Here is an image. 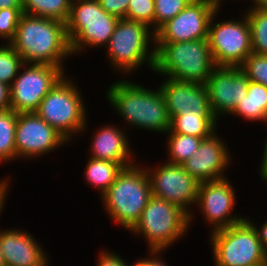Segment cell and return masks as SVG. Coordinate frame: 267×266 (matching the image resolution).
I'll return each instance as SVG.
<instances>
[{
	"label": "cell",
	"instance_id": "cell-1",
	"mask_svg": "<svg viewBox=\"0 0 267 266\" xmlns=\"http://www.w3.org/2000/svg\"><path fill=\"white\" fill-rule=\"evenodd\" d=\"M9 45L22 57L24 64H47L64 71L70 55L65 23L23 13Z\"/></svg>",
	"mask_w": 267,
	"mask_h": 266
},
{
	"label": "cell",
	"instance_id": "cell-2",
	"mask_svg": "<svg viewBox=\"0 0 267 266\" xmlns=\"http://www.w3.org/2000/svg\"><path fill=\"white\" fill-rule=\"evenodd\" d=\"M106 98L128 125L157 133L169 131L170 117L160 88L149 90L129 80H118L108 87Z\"/></svg>",
	"mask_w": 267,
	"mask_h": 266
},
{
	"label": "cell",
	"instance_id": "cell-3",
	"mask_svg": "<svg viewBox=\"0 0 267 266\" xmlns=\"http://www.w3.org/2000/svg\"><path fill=\"white\" fill-rule=\"evenodd\" d=\"M153 72L178 81L205 84L213 61L208 39L174 43H154Z\"/></svg>",
	"mask_w": 267,
	"mask_h": 266
},
{
	"label": "cell",
	"instance_id": "cell-4",
	"mask_svg": "<svg viewBox=\"0 0 267 266\" xmlns=\"http://www.w3.org/2000/svg\"><path fill=\"white\" fill-rule=\"evenodd\" d=\"M143 168L137 163L123 168L101 196L109 217L128 231L139 221L152 196L150 179Z\"/></svg>",
	"mask_w": 267,
	"mask_h": 266
},
{
	"label": "cell",
	"instance_id": "cell-5",
	"mask_svg": "<svg viewBox=\"0 0 267 266\" xmlns=\"http://www.w3.org/2000/svg\"><path fill=\"white\" fill-rule=\"evenodd\" d=\"M150 41L155 43V33L147 24L126 18L119 19L105 47L109 57L107 59H110L111 65L117 71L120 70L121 74L128 75L145 63L153 71L155 48L149 49Z\"/></svg>",
	"mask_w": 267,
	"mask_h": 266
},
{
	"label": "cell",
	"instance_id": "cell-6",
	"mask_svg": "<svg viewBox=\"0 0 267 266\" xmlns=\"http://www.w3.org/2000/svg\"><path fill=\"white\" fill-rule=\"evenodd\" d=\"M190 225L189 214L182 208L152 195L130 233L142 234L148 251H164L181 239Z\"/></svg>",
	"mask_w": 267,
	"mask_h": 266
},
{
	"label": "cell",
	"instance_id": "cell-7",
	"mask_svg": "<svg viewBox=\"0 0 267 266\" xmlns=\"http://www.w3.org/2000/svg\"><path fill=\"white\" fill-rule=\"evenodd\" d=\"M66 76L42 99L35 113L70 141L87 129V112L80 89Z\"/></svg>",
	"mask_w": 267,
	"mask_h": 266
},
{
	"label": "cell",
	"instance_id": "cell-8",
	"mask_svg": "<svg viewBox=\"0 0 267 266\" xmlns=\"http://www.w3.org/2000/svg\"><path fill=\"white\" fill-rule=\"evenodd\" d=\"M118 20L107 13L98 0H72L65 27L73 56L87 46H107Z\"/></svg>",
	"mask_w": 267,
	"mask_h": 266
},
{
	"label": "cell",
	"instance_id": "cell-9",
	"mask_svg": "<svg viewBox=\"0 0 267 266\" xmlns=\"http://www.w3.org/2000/svg\"><path fill=\"white\" fill-rule=\"evenodd\" d=\"M209 239L214 266L263 265L264 248L257 231L246 218L238 224L211 232Z\"/></svg>",
	"mask_w": 267,
	"mask_h": 266
},
{
	"label": "cell",
	"instance_id": "cell-10",
	"mask_svg": "<svg viewBox=\"0 0 267 266\" xmlns=\"http://www.w3.org/2000/svg\"><path fill=\"white\" fill-rule=\"evenodd\" d=\"M219 9L212 15L208 28V44L215 66L240 67L252 53L251 30L246 14L240 20L214 22ZM215 23V24H214Z\"/></svg>",
	"mask_w": 267,
	"mask_h": 266
},
{
	"label": "cell",
	"instance_id": "cell-11",
	"mask_svg": "<svg viewBox=\"0 0 267 266\" xmlns=\"http://www.w3.org/2000/svg\"><path fill=\"white\" fill-rule=\"evenodd\" d=\"M19 72L10 86V108L16 113H30L37 111L66 71L53 65L24 64Z\"/></svg>",
	"mask_w": 267,
	"mask_h": 266
},
{
	"label": "cell",
	"instance_id": "cell-12",
	"mask_svg": "<svg viewBox=\"0 0 267 266\" xmlns=\"http://www.w3.org/2000/svg\"><path fill=\"white\" fill-rule=\"evenodd\" d=\"M145 169L150 179L152 195L178 205L189 214V223H192L193 213L189 208L196 205L200 182L179 164L166 162Z\"/></svg>",
	"mask_w": 267,
	"mask_h": 266
},
{
	"label": "cell",
	"instance_id": "cell-13",
	"mask_svg": "<svg viewBox=\"0 0 267 266\" xmlns=\"http://www.w3.org/2000/svg\"><path fill=\"white\" fill-rule=\"evenodd\" d=\"M220 9L207 0H192L155 33V43L185 42L208 38L212 15Z\"/></svg>",
	"mask_w": 267,
	"mask_h": 266
},
{
	"label": "cell",
	"instance_id": "cell-14",
	"mask_svg": "<svg viewBox=\"0 0 267 266\" xmlns=\"http://www.w3.org/2000/svg\"><path fill=\"white\" fill-rule=\"evenodd\" d=\"M68 140L35 112L18 113L15 127L16 159L46 155Z\"/></svg>",
	"mask_w": 267,
	"mask_h": 266
},
{
	"label": "cell",
	"instance_id": "cell-15",
	"mask_svg": "<svg viewBox=\"0 0 267 266\" xmlns=\"http://www.w3.org/2000/svg\"><path fill=\"white\" fill-rule=\"evenodd\" d=\"M235 200L234 188L227 177L200 183L196 206L207 224L212 225L210 232L238 224L246 218L232 215Z\"/></svg>",
	"mask_w": 267,
	"mask_h": 266
},
{
	"label": "cell",
	"instance_id": "cell-16",
	"mask_svg": "<svg viewBox=\"0 0 267 266\" xmlns=\"http://www.w3.org/2000/svg\"><path fill=\"white\" fill-rule=\"evenodd\" d=\"M211 111L218 116L231 115L247 95L249 79L240 67L216 66L205 82Z\"/></svg>",
	"mask_w": 267,
	"mask_h": 266
},
{
	"label": "cell",
	"instance_id": "cell-17",
	"mask_svg": "<svg viewBox=\"0 0 267 266\" xmlns=\"http://www.w3.org/2000/svg\"><path fill=\"white\" fill-rule=\"evenodd\" d=\"M217 136L215 131L209 137L202 139L197 151L182 164L184 170L200 183L227 176L223 173L231 162L230 150L227 148V143Z\"/></svg>",
	"mask_w": 267,
	"mask_h": 266
},
{
	"label": "cell",
	"instance_id": "cell-18",
	"mask_svg": "<svg viewBox=\"0 0 267 266\" xmlns=\"http://www.w3.org/2000/svg\"><path fill=\"white\" fill-rule=\"evenodd\" d=\"M159 88L164 96L170 119L178 114L213 115L205 84L167 77Z\"/></svg>",
	"mask_w": 267,
	"mask_h": 266
},
{
	"label": "cell",
	"instance_id": "cell-19",
	"mask_svg": "<svg viewBox=\"0 0 267 266\" xmlns=\"http://www.w3.org/2000/svg\"><path fill=\"white\" fill-rule=\"evenodd\" d=\"M0 250L6 266H48L44 249L26 230H0Z\"/></svg>",
	"mask_w": 267,
	"mask_h": 266
},
{
	"label": "cell",
	"instance_id": "cell-20",
	"mask_svg": "<svg viewBox=\"0 0 267 266\" xmlns=\"http://www.w3.org/2000/svg\"><path fill=\"white\" fill-rule=\"evenodd\" d=\"M119 126L105 125L97 130L91 141L90 157L110 162H117L123 168L136 163L133 150L128 143L126 129L122 130ZM133 157V158H132ZM134 162V163H133Z\"/></svg>",
	"mask_w": 267,
	"mask_h": 266
},
{
	"label": "cell",
	"instance_id": "cell-21",
	"mask_svg": "<svg viewBox=\"0 0 267 266\" xmlns=\"http://www.w3.org/2000/svg\"><path fill=\"white\" fill-rule=\"evenodd\" d=\"M217 123L214 115L178 114L170 119L167 133L186 134L204 139L217 130Z\"/></svg>",
	"mask_w": 267,
	"mask_h": 266
},
{
	"label": "cell",
	"instance_id": "cell-22",
	"mask_svg": "<svg viewBox=\"0 0 267 266\" xmlns=\"http://www.w3.org/2000/svg\"><path fill=\"white\" fill-rule=\"evenodd\" d=\"M267 109V87L249 80L247 95L231 114L248 121H264Z\"/></svg>",
	"mask_w": 267,
	"mask_h": 266
},
{
	"label": "cell",
	"instance_id": "cell-23",
	"mask_svg": "<svg viewBox=\"0 0 267 266\" xmlns=\"http://www.w3.org/2000/svg\"><path fill=\"white\" fill-rule=\"evenodd\" d=\"M123 169L117 162H110L90 157L85 167V179L97 187L102 196L114 183L116 176Z\"/></svg>",
	"mask_w": 267,
	"mask_h": 266
},
{
	"label": "cell",
	"instance_id": "cell-24",
	"mask_svg": "<svg viewBox=\"0 0 267 266\" xmlns=\"http://www.w3.org/2000/svg\"><path fill=\"white\" fill-rule=\"evenodd\" d=\"M72 0H22L23 13L66 23Z\"/></svg>",
	"mask_w": 267,
	"mask_h": 266
},
{
	"label": "cell",
	"instance_id": "cell-25",
	"mask_svg": "<svg viewBox=\"0 0 267 266\" xmlns=\"http://www.w3.org/2000/svg\"><path fill=\"white\" fill-rule=\"evenodd\" d=\"M167 149L168 160L166 162L182 165L199 148L203 138L192 135L168 133Z\"/></svg>",
	"mask_w": 267,
	"mask_h": 266
},
{
	"label": "cell",
	"instance_id": "cell-26",
	"mask_svg": "<svg viewBox=\"0 0 267 266\" xmlns=\"http://www.w3.org/2000/svg\"><path fill=\"white\" fill-rule=\"evenodd\" d=\"M17 115L14 110L8 109L0 113V162L16 159L15 127Z\"/></svg>",
	"mask_w": 267,
	"mask_h": 266
},
{
	"label": "cell",
	"instance_id": "cell-27",
	"mask_svg": "<svg viewBox=\"0 0 267 266\" xmlns=\"http://www.w3.org/2000/svg\"><path fill=\"white\" fill-rule=\"evenodd\" d=\"M251 30L252 53L267 55V10L246 9Z\"/></svg>",
	"mask_w": 267,
	"mask_h": 266
},
{
	"label": "cell",
	"instance_id": "cell-28",
	"mask_svg": "<svg viewBox=\"0 0 267 266\" xmlns=\"http://www.w3.org/2000/svg\"><path fill=\"white\" fill-rule=\"evenodd\" d=\"M23 65L22 57L9 44L0 46V82L11 86Z\"/></svg>",
	"mask_w": 267,
	"mask_h": 266
},
{
	"label": "cell",
	"instance_id": "cell-29",
	"mask_svg": "<svg viewBox=\"0 0 267 266\" xmlns=\"http://www.w3.org/2000/svg\"><path fill=\"white\" fill-rule=\"evenodd\" d=\"M191 1L192 0H154V33L186 8Z\"/></svg>",
	"mask_w": 267,
	"mask_h": 266
},
{
	"label": "cell",
	"instance_id": "cell-30",
	"mask_svg": "<svg viewBox=\"0 0 267 266\" xmlns=\"http://www.w3.org/2000/svg\"><path fill=\"white\" fill-rule=\"evenodd\" d=\"M240 68L250 81L267 87V55L251 53Z\"/></svg>",
	"mask_w": 267,
	"mask_h": 266
},
{
	"label": "cell",
	"instance_id": "cell-31",
	"mask_svg": "<svg viewBox=\"0 0 267 266\" xmlns=\"http://www.w3.org/2000/svg\"><path fill=\"white\" fill-rule=\"evenodd\" d=\"M154 16V0H130L125 18L145 23L154 32Z\"/></svg>",
	"mask_w": 267,
	"mask_h": 266
},
{
	"label": "cell",
	"instance_id": "cell-32",
	"mask_svg": "<svg viewBox=\"0 0 267 266\" xmlns=\"http://www.w3.org/2000/svg\"><path fill=\"white\" fill-rule=\"evenodd\" d=\"M22 15L23 8L0 9V38L7 44L13 40Z\"/></svg>",
	"mask_w": 267,
	"mask_h": 266
},
{
	"label": "cell",
	"instance_id": "cell-33",
	"mask_svg": "<svg viewBox=\"0 0 267 266\" xmlns=\"http://www.w3.org/2000/svg\"><path fill=\"white\" fill-rule=\"evenodd\" d=\"M100 6L109 14L119 19L125 18L130 0H98Z\"/></svg>",
	"mask_w": 267,
	"mask_h": 266
},
{
	"label": "cell",
	"instance_id": "cell-34",
	"mask_svg": "<svg viewBox=\"0 0 267 266\" xmlns=\"http://www.w3.org/2000/svg\"><path fill=\"white\" fill-rule=\"evenodd\" d=\"M97 266H128L129 264L125 262L124 258L119 257L115 252H110L108 250L102 251L98 256Z\"/></svg>",
	"mask_w": 267,
	"mask_h": 266
},
{
	"label": "cell",
	"instance_id": "cell-35",
	"mask_svg": "<svg viewBox=\"0 0 267 266\" xmlns=\"http://www.w3.org/2000/svg\"><path fill=\"white\" fill-rule=\"evenodd\" d=\"M163 253V251H150V257L149 258H141L137 259L133 265L130 266H167V262L161 259L160 255ZM159 256V257H158ZM129 266V265H128Z\"/></svg>",
	"mask_w": 267,
	"mask_h": 266
},
{
	"label": "cell",
	"instance_id": "cell-36",
	"mask_svg": "<svg viewBox=\"0 0 267 266\" xmlns=\"http://www.w3.org/2000/svg\"><path fill=\"white\" fill-rule=\"evenodd\" d=\"M10 108V86L0 82V113Z\"/></svg>",
	"mask_w": 267,
	"mask_h": 266
},
{
	"label": "cell",
	"instance_id": "cell-37",
	"mask_svg": "<svg viewBox=\"0 0 267 266\" xmlns=\"http://www.w3.org/2000/svg\"><path fill=\"white\" fill-rule=\"evenodd\" d=\"M246 219L254 226L255 230L257 231L258 238L260 239L263 248L266 247L267 246V220L261 227L258 228V226L256 227V224H254L253 221L248 219V217Z\"/></svg>",
	"mask_w": 267,
	"mask_h": 266
},
{
	"label": "cell",
	"instance_id": "cell-38",
	"mask_svg": "<svg viewBox=\"0 0 267 266\" xmlns=\"http://www.w3.org/2000/svg\"><path fill=\"white\" fill-rule=\"evenodd\" d=\"M9 182H10L9 178L6 179V177L4 180H3V178H2V180H0V215H1V211L4 209L3 207H5L4 203L6 202L5 201L6 197H7L6 195H8L6 192L9 191L8 190V187L10 184Z\"/></svg>",
	"mask_w": 267,
	"mask_h": 266
},
{
	"label": "cell",
	"instance_id": "cell-39",
	"mask_svg": "<svg viewBox=\"0 0 267 266\" xmlns=\"http://www.w3.org/2000/svg\"><path fill=\"white\" fill-rule=\"evenodd\" d=\"M22 8V0H0V9Z\"/></svg>",
	"mask_w": 267,
	"mask_h": 266
},
{
	"label": "cell",
	"instance_id": "cell-40",
	"mask_svg": "<svg viewBox=\"0 0 267 266\" xmlns=\"http://www.w3.org/2000/svg\"><path fill=\"white\" fill-rule=\"evenodd\" d=\"M252 7L260 10H267V0H252Z\"/></svg>",
	"mask_w": 267,
	"mask_h": 266
},
{
	"label": "cell",
	"instance_id": "cell-41",
	"mask_svg": "<svg viewBox=\"0 0 267 266\" xmlns=\"http://www.w3.org/2000/svg\"><path fill=\"white\" fill-rule=\"evenodd\" d=\"M260 171L267 168V139L264 145L263 155L261 158Z\"/></svg>",
	"mask_w": 267,
	"mask_h": 266
},
{
	"label": "cell",
	"instance_id": "cell-42",
	"mask_svg": "<svg viewBox=\"0 0 267 266\" xmlns=\"http://www.w3.org/2000/svg\"><path fill=\"white\" fill-rule=\"evenodd\" d=\"M259 174H260L261 179H262L263 181L267 182V170H266V169L261 170V171L259 172Z\"/></svg>",
	"mask_w": 267,
	"mask_h": 266
},
{
	"label": "cell",
	"instance_id": "cell-43",
	"mask_svg": "<svg viewBox=\"0 0 267 266\" xmlns=\"http://www.w3.org/2000/svg\"><path fill=\"white\" fill-rule=\"evenodd\" d=\"M263 266H267V246L264 247V252H263Z\"/></svg>",
	"mask_w": 267,
	"mask_h": 266
},
{
	"label": "cell",
	"instance_id": "cell-44",
	"mask_svg": "<svg viewBox=\"0 0 267 266\" xmlns=\"http://www.w3.org/2000/svg\"><path fill=\"white\" fill-rule=\"evenodd\" d=\"M0 266H6V262L1 250H0Z\"/></svg>",
	"mask_w": 267,
	"mask_h": 266
},
{
	"label": "cell",
	"instance_id": "cell-45",
	"mask_svg": "<svg viewBox=\"0 0 267 266\" xmlns=\"http://www.w3.org/2000/svg\"><path fill=\"white\" fill-rule=\"evenodd\" d=\"M207 1L213 2L218 7H220L222 5L221 3L223 2V0H207Z\"/></svg>",
	"mask_w": 267,
	"mask_h": 266
},
{
	"label": "cell",
	"instance_id": "cell-46",
	"mask_svg": "<svg viewBox=\"0 0 267 266\" xmlns=\"http://www.w3.org/2000/svg\"><path fill=\"white\" fill-rule=\"evenodd\" d=\"M264 123H265V124L267 123V109H266V112H265Z\"/></svg>",
	"mask_w": 267,
	"mask_h": 266
}]
</instances>
